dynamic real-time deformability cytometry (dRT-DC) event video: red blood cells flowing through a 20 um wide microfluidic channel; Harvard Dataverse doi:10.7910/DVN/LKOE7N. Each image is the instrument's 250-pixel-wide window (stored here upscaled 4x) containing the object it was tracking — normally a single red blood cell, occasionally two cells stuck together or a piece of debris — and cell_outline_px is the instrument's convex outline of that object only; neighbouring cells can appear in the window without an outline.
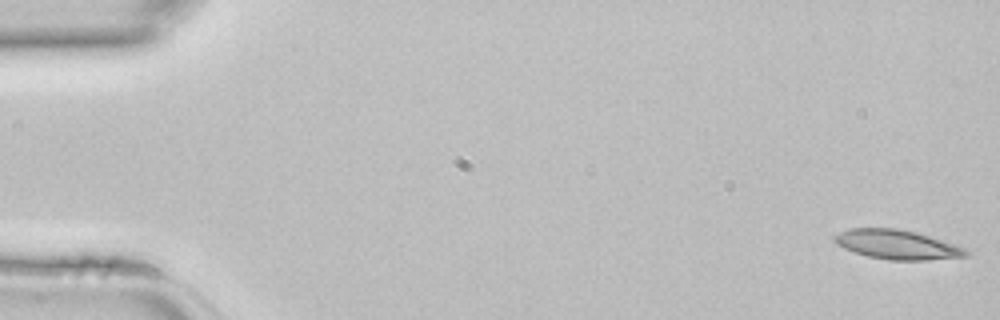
{"species": "common noctule bat (a hibernating species)", "species_latin": "Nyctalus noctula", "temperature_condition": "room temperature", "stored_images_in_passage": 44, "camera_frame_rate_fps": 3000, "um_per_image_px": 0.085, "animal": {"sex": "female", "body_mass_g": 22.7, "forearm_length_mm": 54.2}, "frame": {"image": 1, "passage_image": 1, "time_ms": 0.0, "image_size_px": [1000, 320], "cell_outline_px": [[972, 252], [968, 256], [924, 260], [888, 260], [868, 256], [844, 248], [836, 244], [832, 240], [832, 236], [840, 232], [852, 228], [900, 228], [916, 232], [964, 248]], "centroid_in_image_um": [76.22, 20.78], "position_along_channel_um": 8.8, "area_um2": 22.37}}
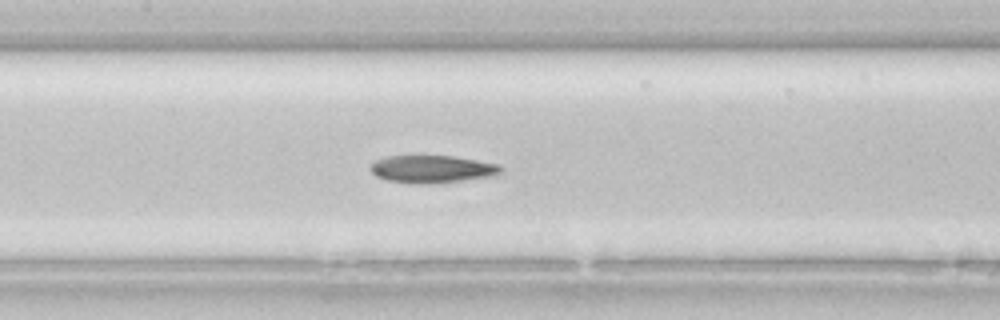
{"frame": {"image": 2, "passage_image": 21, "time_ms": 6.667, "image_size_px": [1000, 320], "cell_outline_px": [[504, 168], [496, 176], [428, 184], [412, 184], [388, 180], [376, 176], [368, 168], [376, 160], [388, 156], [452, 156], [500, 164]], "centroid_in_image_um": [36.75, 14.38], "position_along_channel_um": 170.7, "area_um2": 20.98}}
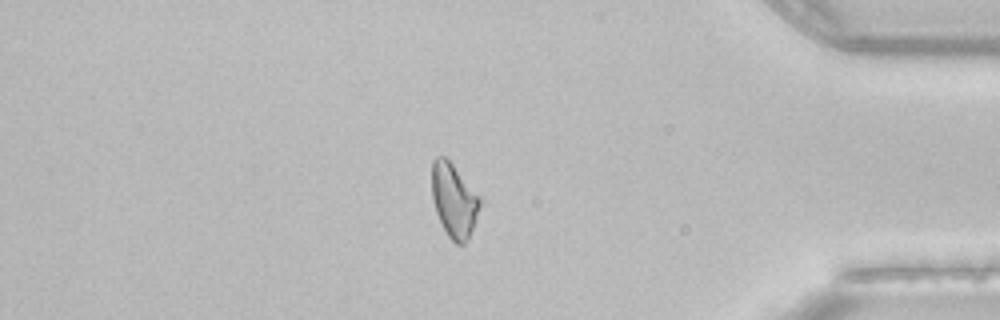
{"frame": {"image": 3, "passage_image": 38, "time_ms": 12.333, "image_size_px": [1000, 320], "cell_outline_px": [[480, 204], [468, 240], [464, 244], [456, 244], [448, 236], [436, 212], [432, 200], [432, 160], [436, 156], [444, 156], [452, 164], [480, 196]], "centroid_in_image_um": [38.56, 17.02], "position_along_channel_um": 396.6, "area_um2": 20.35}}